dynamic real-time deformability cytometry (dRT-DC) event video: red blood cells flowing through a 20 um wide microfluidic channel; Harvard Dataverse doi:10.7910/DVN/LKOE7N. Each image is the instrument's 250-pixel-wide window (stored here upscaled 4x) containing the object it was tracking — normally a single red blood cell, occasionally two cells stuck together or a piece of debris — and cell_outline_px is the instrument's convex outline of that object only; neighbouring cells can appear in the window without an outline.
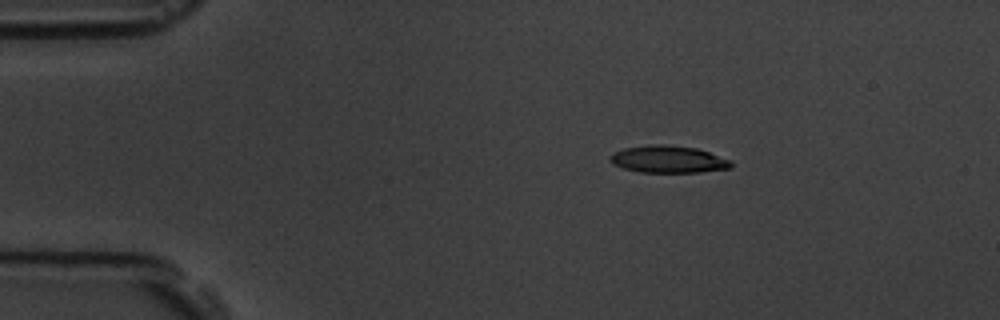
{"species": "common noctule bat (a hibernating species)", "species_latin": "Nyctalus noctula", "temperature_condition": "room temperature", "stored_images_in_passage": 49, "camera_frame_rate_fps": 3000, "um_per_image_px": 0.085, "animal": {"sex": "male", "body_mass_g": 19.5, "forearm_length_mm": 54.6}, "frame": {"image": 1, "passage_image": 1, "time_ms": 0.0, "image_size_px": [1000, 320], "cell_outline_px": [[736, 164], [732, 168], [700, 172], [640, 172], [624, 168], [612, 164], [608, 156], [612, 152], [624, 148], [648, 144], [664, 144], [696, 148], [732, 160]], "centroid_in_image_um": [56.81, 13.53], "position_along_channel_um": 28.2, "area_um2": 19.42}}
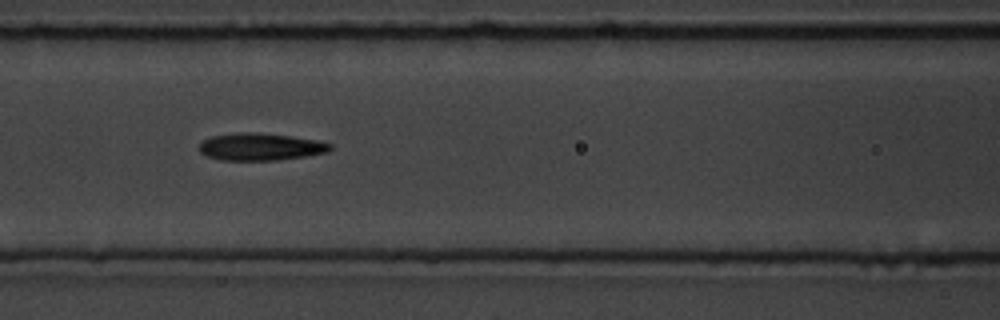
{"frame": {"image": 2, "passage_image": 16, "time_ms": 5.0, "image_size_px": [1000, 320], "cell_outline_px": [[332, 148], [328, 152], [304, 156], [276, 160], [220, 160], [208, 156], [200, 152], [200, 144], [204, 140], [212, 136], [240, 132], [256, 132], [292, 136], [320, 140], [332, 144]], "centroid_in_image_um": [22.18, 12.47], "position_along_channel_um": 144.4, "area_um2": 20.81}}
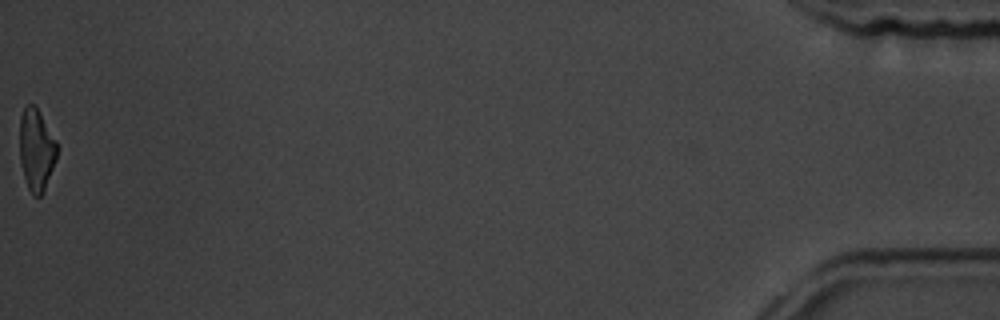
{"frame": {"image": 3, "passage_image": 49, "time_ms": 16.0, "image_size_px": [1000, 320], "cell_outline_px": [[56, 160], [44, 192], [40, 196], [32, 196], [28, 188], [20, 164], [20, 116], [24, 108], [28, 104], [36, 104], [56, 140]], "centroid_in_image_um": [3.08, 12.72], "position_along_channel_um": 432.1, "area_um2": 17.98}, "authors_computed_cell_mechanics": {"area_um2": 19.8254, "velocity_mm_per_s": 3.5518, "shape_relaxation_time_tau1_ms": 5.2266, "shape_relaxation_time_tau2_ms": 4.5467, "deformation_change_tau1": 0.1609, "deformation_change_tau2": 0.1623}}